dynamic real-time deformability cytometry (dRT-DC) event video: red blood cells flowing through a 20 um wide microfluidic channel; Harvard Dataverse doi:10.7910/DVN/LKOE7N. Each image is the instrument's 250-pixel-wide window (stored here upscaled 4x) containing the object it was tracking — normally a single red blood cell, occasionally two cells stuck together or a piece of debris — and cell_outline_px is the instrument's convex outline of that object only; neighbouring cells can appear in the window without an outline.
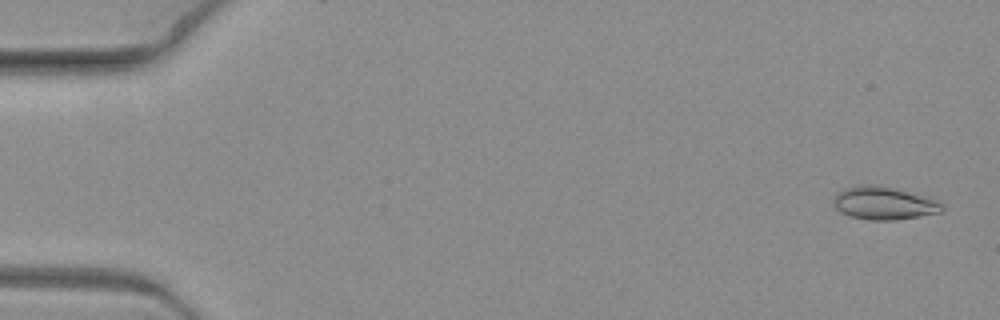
{"species": "common noctule bat (a hibernating species)", "species_latin": "Nyctalus noctula", "temperature_condition": "warm", "stored_images_in_passage": 9, "camera_frame_rate_fps": 3000, "um_per_image_px": 0.085, "animal": {"sex": "female", "body_mass_g": 19.3, "forearm_length_mm": 54.1}, "frame": {"image": 1, "passage_image": 1, "time_ms": 0.0, "image_size_px": [1000, 320], "cell_outline_px": [[944, 208], [940, 212], [892, 220], [868, 220], [852, 216], [840, 212], [832, 204], [832, 200], [840, 192], [856, 184], [876, 184], [892, 188], [936, 200]], "centroid_in_image_um": [75.06, 17.27], "position_along_channel_um": 9.9, "area_um2": 20.29}}
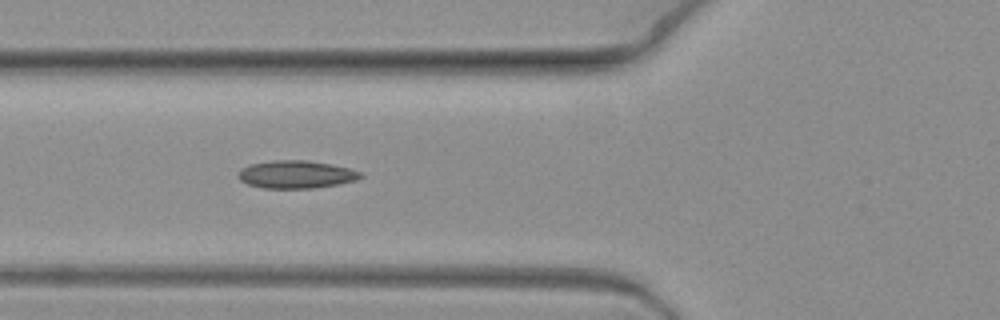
{"frame": {"image": 2, "passage_image": 8, "time_ms": 2.333, "image_size_px": [1000, 320], "cell_outline_px": [[364, 176], [356, 180], [336, 184], [312, 188], [264, 188], [248, 184], [240, 180], [240, 168], [248, 164], [272, 160], [308, 160], [332, 164], [348, 168], [360, 172]], "centroid_in_image_um": [25.16, 14.81], "position_along_channel_um": 100.6, "area_um2": 19.71}}
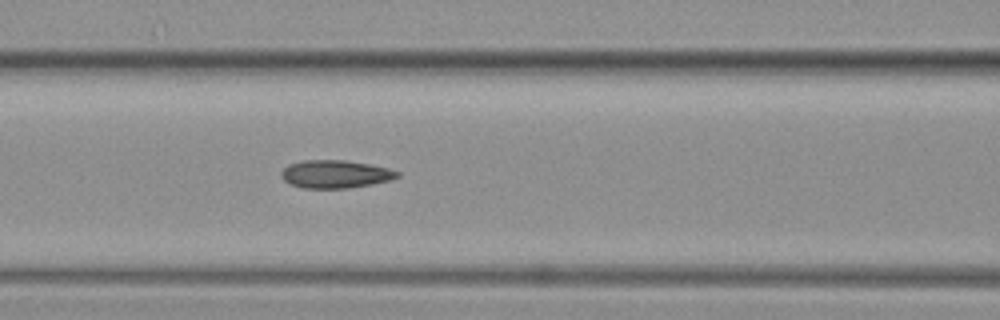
{"frame": {"image": 3, "passage_image": 9, "time_ms": 2.667, "image_size_px": [1000, 320], "cell_outline_px": [[400, 176], [392, 180], [372, 184], [348, 188], [304, 188], [292, 184], [284, 180], [280, 176], [280, 172], [288, 164], [304, 160], [344, 160], [368, 164], [388, 168], [400, 172]], "centroid_in_image_um": [28.51, 14.8], "position_along_channel_um": 138.1, "area_um2": 18.9}}